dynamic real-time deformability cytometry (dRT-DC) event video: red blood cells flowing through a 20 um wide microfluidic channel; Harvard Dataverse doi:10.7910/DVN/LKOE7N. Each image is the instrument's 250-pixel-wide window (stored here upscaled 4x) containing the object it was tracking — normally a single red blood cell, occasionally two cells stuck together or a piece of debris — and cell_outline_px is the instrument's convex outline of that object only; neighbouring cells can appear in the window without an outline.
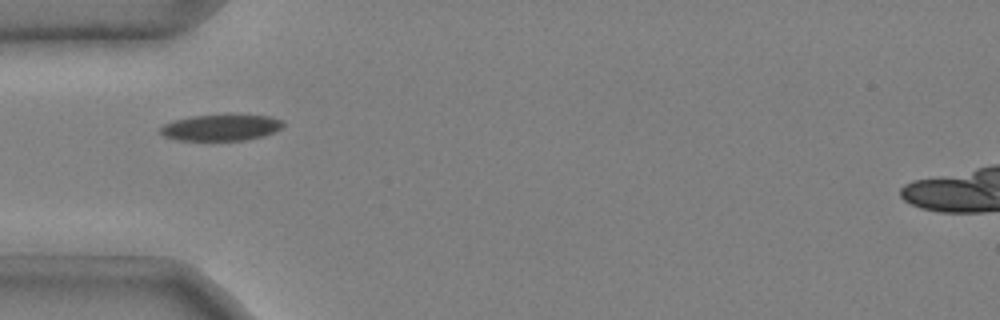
{"species": "common noctule bat (a hibernating species)", "species_latin": "Nyctalus noctula", "temperature_condition": "cold", "stored_images_in_passage": 3, "camera_frame_rate_fps": 3000, "um_per_image_px": 0.085, "animal": {"sex": "male", "body_mass_g": 20.4}, "frame": {"image": 1, "passage_image": 1, "time_ms": 0.0, "image_size_px": [1000, 320], "cell_outline_px": [[284, 124], [280, 128], [264, 136], [244, 140], [176, 140], [164, 136], [160, 132], [160, 128], [164, 124], [172, 120], [192, 116], [228, 112], [272, 116], [284, 120]], "centroid_in_image_um": [18.81, 10.79], "position_along_channel_um": 66.2, "area_um2": 19.59}}